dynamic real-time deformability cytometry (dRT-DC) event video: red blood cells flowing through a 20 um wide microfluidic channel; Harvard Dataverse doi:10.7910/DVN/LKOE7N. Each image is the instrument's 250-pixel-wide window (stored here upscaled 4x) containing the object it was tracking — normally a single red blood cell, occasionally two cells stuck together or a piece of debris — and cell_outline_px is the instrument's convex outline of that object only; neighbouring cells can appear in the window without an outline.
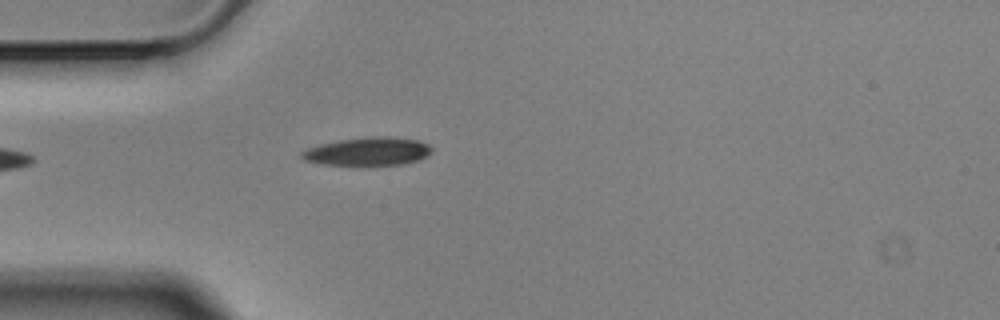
{"species": "Egyptian fruit bat (a non-hibernating species)", "species_latin": "Rousettus aegyptiacus", "temperature_condition": "cold", "stored_images_in_passage": 4, "camera_frame_rate_fps": 3000, "um_per_image_px": 0.085, "animal": {"sex": "male"}, "frame": {"image": 1, "passage_image": 4, "time_ms": 1.0, "image_size_px": [1000, 320], "cell_outline_px": [[432, 152], [428, 156], [420, 160], [400, 164], [372, 168], [356, 168], [320, 164], [304, 160], [300, 156], [300, 152], [308, 148], [320, 144], [340, 140], [376, 136], [416, 140], [428, 144], [432, 148]], "centroid_in_image_um": [31.23, 12.95], "position_along_channel_um": 53.8, "area_um2": 22.31}}